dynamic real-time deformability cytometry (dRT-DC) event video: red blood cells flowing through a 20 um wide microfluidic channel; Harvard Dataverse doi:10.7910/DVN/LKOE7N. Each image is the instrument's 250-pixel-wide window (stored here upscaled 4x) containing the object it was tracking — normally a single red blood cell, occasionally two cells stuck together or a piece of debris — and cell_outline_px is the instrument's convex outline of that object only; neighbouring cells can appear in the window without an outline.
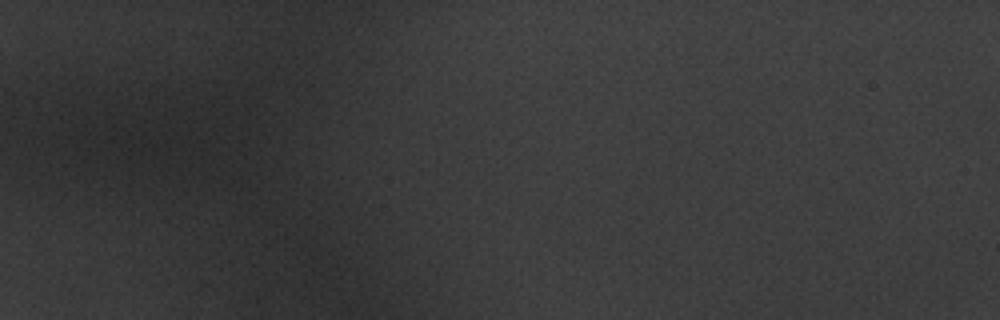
{"species": "common noctule bat (a hibernating species)", "species_latin": "Nyctalus noctula", "temperature_condition": "warm", "stored_images_in_passage": 3, "camera_frame_rate_fps": 3000, "um_per_image_px": 0.085, "animal": {"sex": "male", "body_mass_g": 20.1, "forearm_length_mm": 53.5}, "frame": {"image": 1, "passage_image": 1, "time_ms": 0.0, "image_size_px": [1000, 320], "cell_outline_px": [[392, 272], [376, 296], [360, 292], [336, 264], [336, 256], [344, 248], [388, 268]], "centroid_in_image_um": [30.84, 23.12], "position_along_channel_um": 54.2, "area_um2": 10.64}}